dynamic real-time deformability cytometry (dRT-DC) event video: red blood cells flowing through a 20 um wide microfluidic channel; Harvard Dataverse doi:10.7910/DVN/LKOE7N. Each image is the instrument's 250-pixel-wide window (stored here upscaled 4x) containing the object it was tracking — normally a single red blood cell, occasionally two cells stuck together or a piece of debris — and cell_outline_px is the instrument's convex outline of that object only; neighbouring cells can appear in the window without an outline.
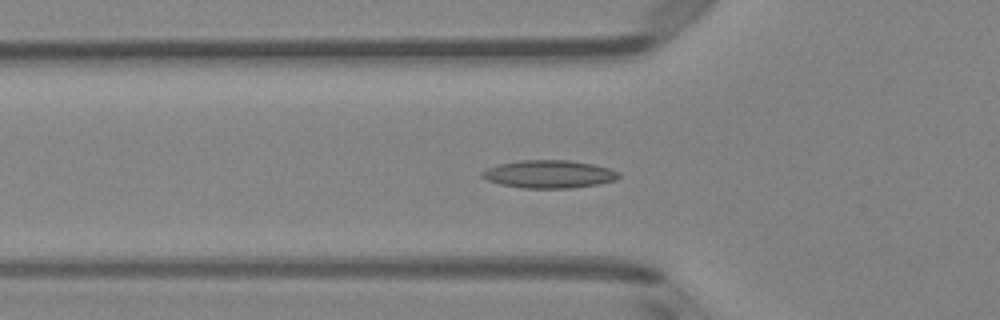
{"species": "Egyptian fruit bat (a non-hibernating species)", "species_latin": "Rousettus aegyptiacus", "temperature_condition": "room temperature", "stored_images_in_passage": 40, "camera_frame_rate_fps": 3000, "um_per_image_px": 0.085, "animal": {"sex": "female"}, "frame": {"image": 1, "passage_image": 6, "time_ms": 1.667, "image_size_px": [1000, 320], "cell_outline_px": [[620, 176], [616, 180], [596, 184], [572, 188], [524, 188], [500, 184], [488, 180], [480, 176], [480, 172], [488, 168], [500, 164], [520, 160], [568, 160], [592, 164], [608, 168], [620, 172]], "centroid_in_image_um": [46.66, 14.8], "position_along_channel_um": 79.1, "area_um2": 22.08}}
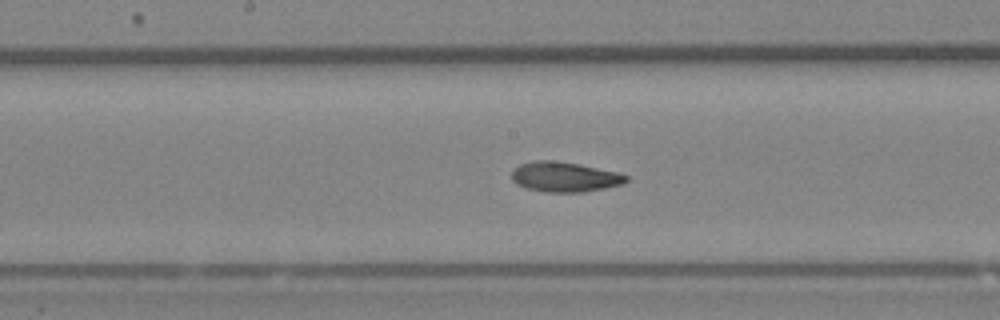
{"frame": {"image": 2, "passage_image": 15, "time_ms": 4.667, "image_size_px": [1000, 320], "cell_outline_px": [[628, 180], [624, 184], [584, 192], [544, 192], [524, 188], [516, 184], [512, 180], [512, 168], [520, 164], [532, 160], [552, 160], [576, 164], [616, 172], [628, 176]], "centroid_in_image_um": [47.93, 15.04], "position_along_channel_um": 200.3, "area_um2": 20.06}}
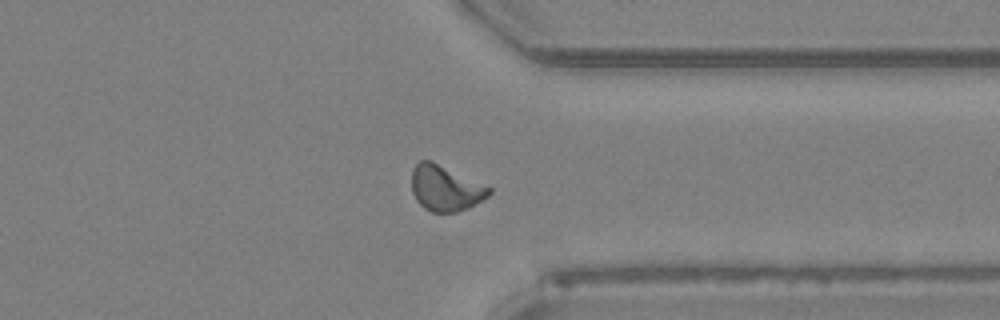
{"frame": {"image": 3, "passage_image": 28, "time_ms": 9.0, "image_size_px": [1000, 320], "cell_outline_px": [[492, 192], [488, 196], [468, 208], [456, 212], [432, 212], [424, 208], [416, 200], [412, 192], [412, 168], [420, 160], [432, 160], [492, 188]], "centroid_in_image_um": [37.84, 15.99], "position_along_channel_um": 373.6, "area_um2": 20.58}, "authors_computed_cell_mechanics": {"area_um2": 19.8832, "velocity_mm_per_s": 4.0346, "shape_relaxation_time_tau1_ms": 6.1988, "shape_relaxation_time_tau2_ms": 3.1793, "deformation_change_tau1": 0.1523, "deformation_change_tau2": 0.0952}}